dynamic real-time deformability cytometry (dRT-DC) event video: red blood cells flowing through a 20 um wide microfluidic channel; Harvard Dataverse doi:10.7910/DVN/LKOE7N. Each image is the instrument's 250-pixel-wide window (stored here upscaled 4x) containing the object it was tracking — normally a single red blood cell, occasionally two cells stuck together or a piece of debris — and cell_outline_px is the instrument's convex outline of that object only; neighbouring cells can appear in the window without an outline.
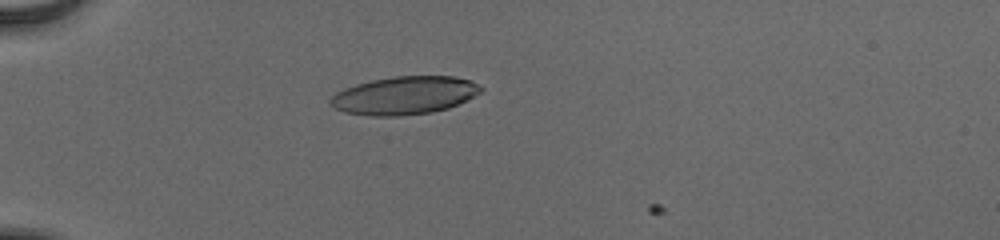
{"species": "human", "species_latin": "Homo sapiens", "temperature_condition": "cold", "stored_images_in_passage": 55, "camera_frame_rate_fps": 3000, "um_per_image_px": 0.085, "donor": {"sex": "male"}, "frame": {"image": 1, "passage_image": 18, "time_ms": 5.667, "image_size_px": [1000, 240], "cell_outline_px": [[484, 88], [480, 92], [448, 108], [432, 112], [400, 116], [368, 116], [344, 112], [332, 108], [328, 104], [328, 100], [336, 92], [344, 88], [356, 84], [372, 80], [392, 76], [452, 76], [472, 80]], "centroid_in_image_um": [34.31, 8.11], "position_along_channel_um": 50.7, "area_um2": 33.52}}
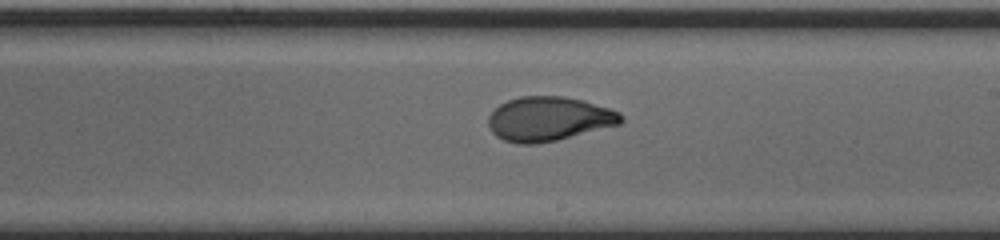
{"frame": {"image": 2, "passage_image": 35, "time_ms": 11.333, "image_size_px": [1000, 240], "cell_outline_px": [[624, 120], [620, 124], [556, 140], [536, 144], [516, 144], [504, 140], [496, 136], [492, 132], [488, 124], [488, 116], [500, 104], [508, 100], [520, 96], [564, 96], [584, 100], [620, 112], [624, 116]], "centroid_in_image_um": [46.64, 10.1], "position_along_channel_um": 242.4, "area_um2": 34.28}}
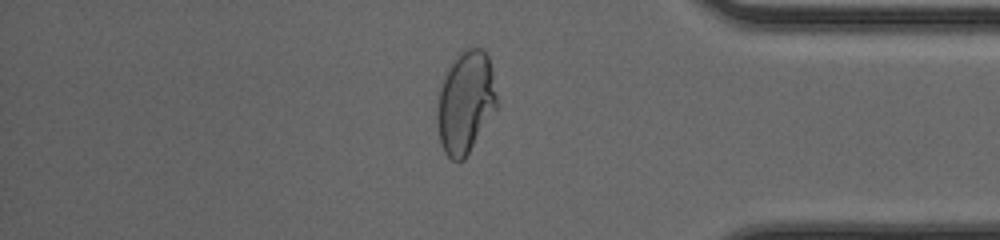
{"frame": {"image": 3, "passage_image": 48, "time_ms": 15.667, "image_size_px": [1000, 240], "cell_outline_px": [[496, 108], [464, 160], [452, 160], [444, 152], [440, 140], [436, 120], [436, 116], [440, 88], [444, 76], [452, 64], [468, 48], [480, 48], [488, 56], [492, 68], [496, 96]], "centroid_in_image_um": [39.56, 8.73], "position_along_channel_um": 395.6, "area_um2": 34.68}, "authors_computed_cell_mechanics": {"area_um2": 33.9864, "velocity_mm_per_s": 3.8998, "shape_relaxation_time_tau1_ms": 5.4427, "shape_relaxation_time_tau2_ms": 1.1138, "deformation_change_tau1": 0.2245, "deformation_change_tau2": 0.051}}